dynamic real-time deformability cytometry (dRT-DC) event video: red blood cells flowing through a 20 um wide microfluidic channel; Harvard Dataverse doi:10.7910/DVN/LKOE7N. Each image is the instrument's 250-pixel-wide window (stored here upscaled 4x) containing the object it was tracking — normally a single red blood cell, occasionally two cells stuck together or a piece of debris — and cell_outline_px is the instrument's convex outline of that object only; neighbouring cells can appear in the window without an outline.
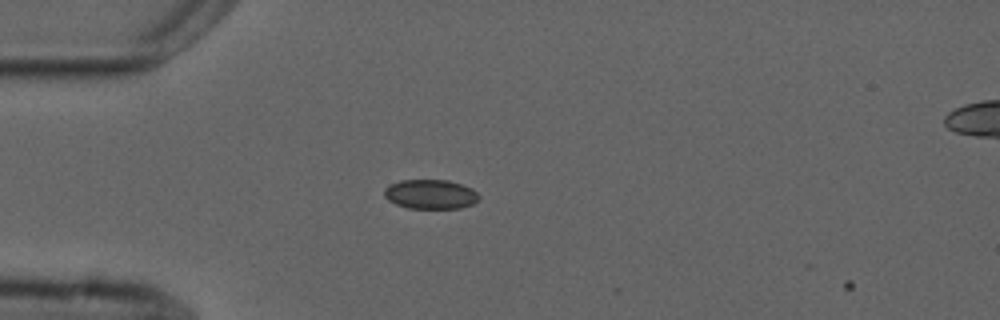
{"species": "common noctule bat (a hibernating species)", "species_latin": "Nyctalus noctula", "temperature_condition": "cold", "stored_images_in_passage": 2, "camera_frame_rate_fps": 3000, "um_per_image_px": 0.085, "animal": {"sex": "male", "forearm_length_mm": 52.5}, "frame": {"image": 1, "passage_image": 1, "time_ms": 0.0, "image_size_px": [1000, 320], "cell_outline_px": [[480, 196], [472, 204], [460, 208], [408, 208], [396, 204], [388, 200], [384, 196], [384, 188], [400, 180], [448, 180], [472, 188]], "centroid_in_image_um": [36.58, 16.51], "position_along_channel_um": 48.4, "area_um2": 16.13}}